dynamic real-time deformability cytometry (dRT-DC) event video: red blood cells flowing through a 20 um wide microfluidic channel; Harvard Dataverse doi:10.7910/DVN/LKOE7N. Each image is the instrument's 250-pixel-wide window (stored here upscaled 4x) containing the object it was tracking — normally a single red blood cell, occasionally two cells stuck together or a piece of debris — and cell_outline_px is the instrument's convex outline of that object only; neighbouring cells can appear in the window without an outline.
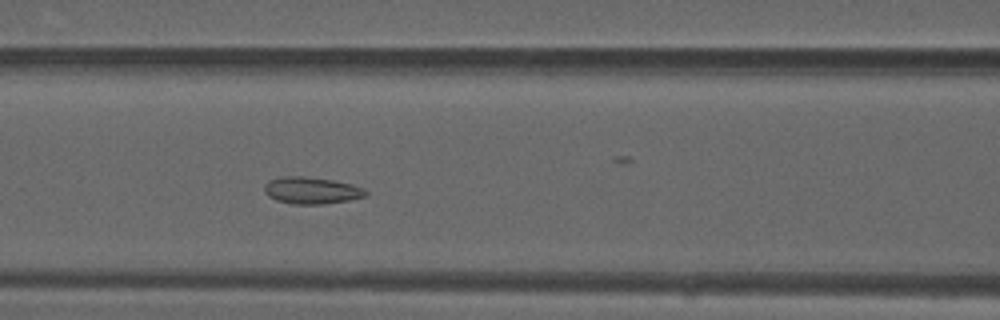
{"species": "common noctule bat (a hibernating species)", "species_latin": "Nyctalus noctula", "temperature_condition": "warm", "stored_images_in_passage": 39, "camera_frame_rate_fps": 3000, "um_per_image_px": 0.085, "animal": {"sex": "male", "forearm_length_mm": 52.5}, "frame": {"image": 1, "passage_image": 10, "time_ms": 3.0, "image_size_px": [1000, 320], "cell_outline_px": [[368, 192], [364, 196], [348, 200], [324, 204], [292, 204], [276, 200], [268, 196], [264, 192], [264, 184], [268, 180], [280, 176], [304, 176], [332, 180], [352, 184], [364, 188]], "centroid_in_image_um": [26.43, 16.18], "position_along_channel_um": 140.2, "area_um2": 15.95}}
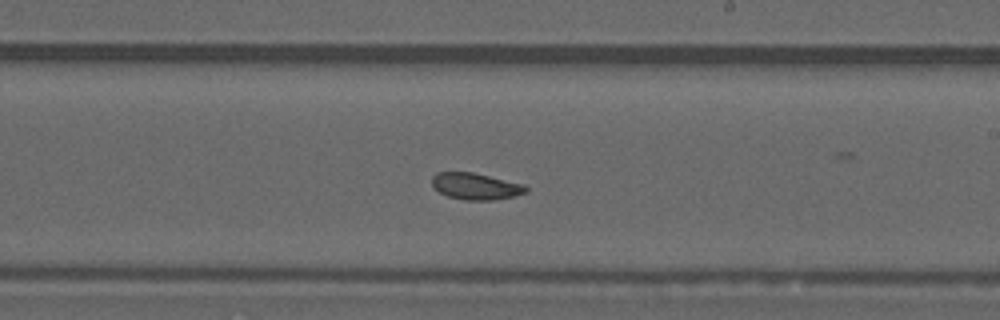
{"frame": {"image": 2, "passage_image": 18, "time_ms": 5.667, "image_size_px": [1000, 320], "cell_outline_px": [[528, 192], [516, 196], [496, 200], [464, 200], [448, 196], [440, 192], [432, 184], [432, 176], [436, 172], [472, 172], [524, 184], [528, 188]], "centroid_in_image_um": [40.47, 15.84], "position_along_channel_um": 248.5, "area_um2": 14.62}}
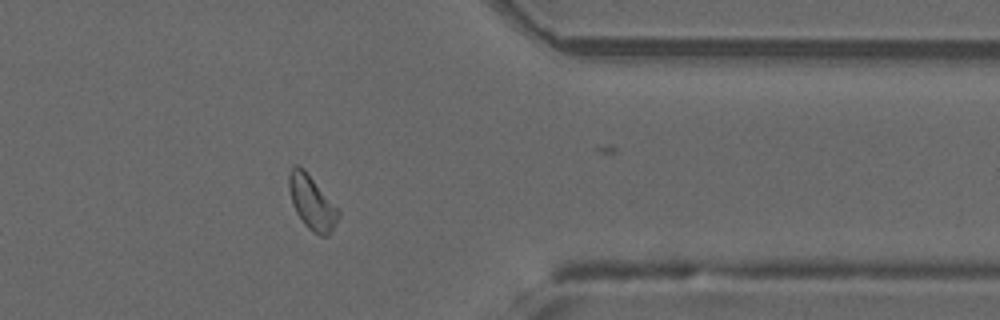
{"frame": {"image": 3, "passage_image": 29, "time_ms": 9.333, "image_size_px": [1000, 320], "cell_outline_px": [[340, 216], [328, 236], [320, 236], [312, 232], [304, 224], [296, 212], [292, 204], [288, 188], [288, 172], [296, 164], [304, 168], [340, 212]], "centroid_in_image_um": [26.48, 17.21], "position_along_channel_um": 384.9, "area_um2": 15.49}, "authors_computed_cell_mechanics": {"area_um2": 15.2014, "velocity_mm_per_s": 4.0851, "shape_relaxation_time_tau1_ms": null, "shape_relaxation_time_tau2_ms": 1.5091, "deformation_change_tau1": null, "deformation_change_tau2": 0.0723}}